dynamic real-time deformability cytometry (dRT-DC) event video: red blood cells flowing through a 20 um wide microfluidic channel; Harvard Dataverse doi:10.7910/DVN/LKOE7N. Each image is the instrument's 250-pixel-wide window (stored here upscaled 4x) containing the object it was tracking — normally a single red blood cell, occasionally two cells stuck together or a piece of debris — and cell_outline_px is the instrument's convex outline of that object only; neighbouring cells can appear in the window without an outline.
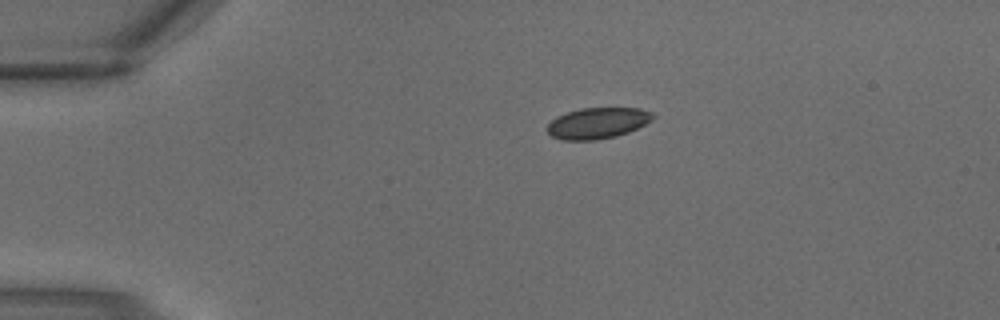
{"species": "common noctule bat (a hibernating species)", "species_latin": "Nyctalus noctula", "temperature_condition": "warm", "stored_images_in_passage": 2, "camera_frame_rate_fps": 3000, "um_per_image_px": 0.085, "animal": {"sex": "male", "body_mass_g": 18.8}, "frame": {"image": 1, "passage_image": 1, "time_ms": 0.0, "image_size_px": [1000, 320], "cell_outline_px": [[656, 116], [652, 120], [628, 132], [616, 136], [596, 140], [560, 140], [552, 136], [544, 128], [556, 116], [580, 108], [640, 108], [652, 112]], "centroid_in_image_um": [50.77, 10.46], "position_along_channel_um": 34.2, "area_um2": 19.19}}